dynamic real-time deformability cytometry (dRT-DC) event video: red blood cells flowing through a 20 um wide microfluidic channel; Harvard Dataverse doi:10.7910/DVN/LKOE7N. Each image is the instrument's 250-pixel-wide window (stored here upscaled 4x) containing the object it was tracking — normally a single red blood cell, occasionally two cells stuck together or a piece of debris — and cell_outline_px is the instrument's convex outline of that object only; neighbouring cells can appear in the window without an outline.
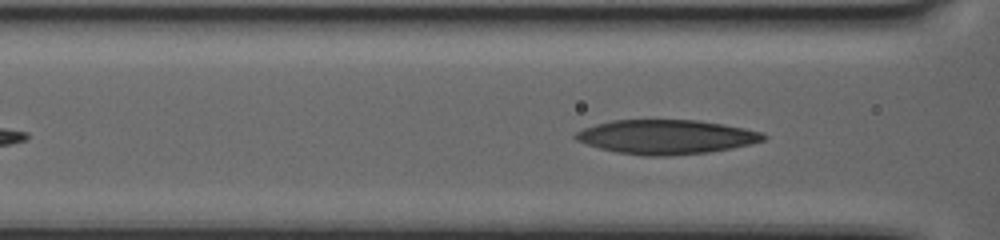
{"species": "human", "species_latin": "Homo sapiens", "temperature_condition": "warm", "stored_images_in_passage": 43, "camera_frame_rate_fps": 3000, "um_per_image_px": 0.085, "donor": {"sex": "female"}, "frame": {"image": 1, "passage_image": 10, "time_ms": 3.0, "image_size_px": [1000, 240], "cell_outline_px": [[768, 136], [764, 140], [732, 148], [708, 152], [668, 156], [644, 156], [616, 152], [600, 148], [576, 140], [572, 136], [576, 132], [584, 128], [596, 124], [612, 120], [696, 120], [724, 124], [764, 132]], "centroid_in_image_um": [56.63, 11.63], "position_along_channel_um": 110.0, "area_um2": 37.51}}
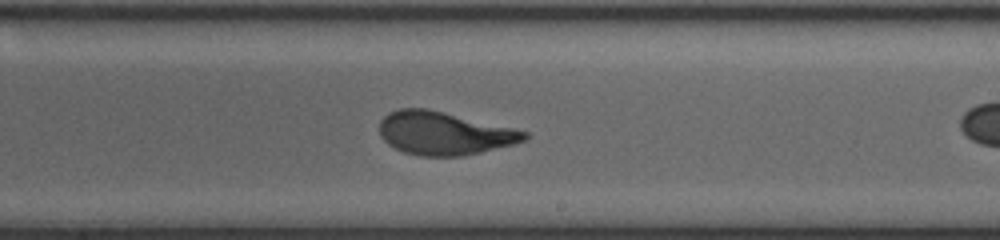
{"frame": {"image": 2, "passage_image": 27, "time_ms": 8.667, "image_size_px": [1000, 240], "cell_outline_px": [[528, 140], [516, 144], [480, 152], [460, 156], [420, 156], [404, 152], [388, 144], [380, 136], [380, 120], [388, 112], [400, 108], [428, 108], [512, 128], [528, 132]], "centroid_in_image_um": [37.74, 11.33], "position_along_channel_um": 251.3, "area_um2": 36.41}}
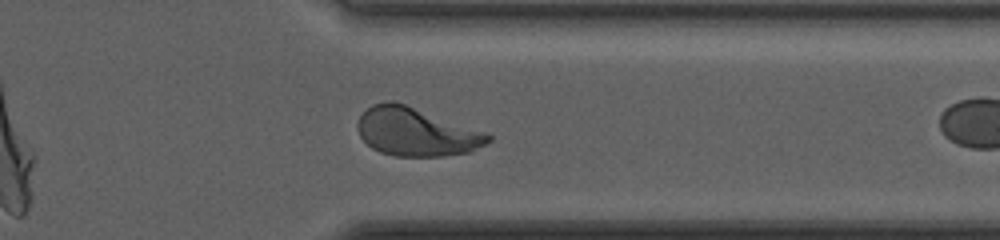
{"frame": {"image": 3, "passage_image": 42, "time_ms": 13.667, "image_size_px": [1000, 240], "cell_outline_px": [[492, 140], [472, 152], [444, 156], [396, 156], [380, 152], [372, 148], [360, 136], [356, 128], [356, 124], [360, 116], [372, 104], [388, 100], [392, 100], [404, 104], [484, 132], [492, 136]], "centroid_in_image_um": [35.35, 11.22], "position_along_channel_um": 376.1, "area_um2": 36.47}}